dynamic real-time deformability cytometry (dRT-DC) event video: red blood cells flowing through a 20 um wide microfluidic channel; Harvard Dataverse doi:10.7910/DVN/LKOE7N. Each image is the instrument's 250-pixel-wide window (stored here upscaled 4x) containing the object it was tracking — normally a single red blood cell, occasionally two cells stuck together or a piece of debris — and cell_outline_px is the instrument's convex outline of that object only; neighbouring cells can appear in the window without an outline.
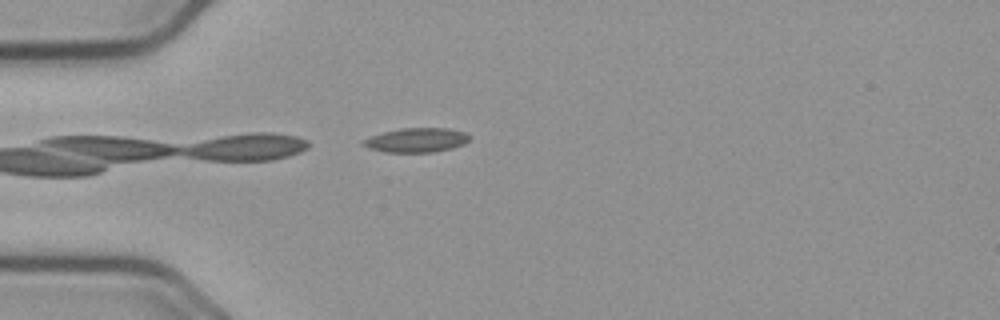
{"species": "common noctule bat (a hibernating species)", "species_latin": "Nyctalus noctula", "temperature_condition": "cold", "stored_images_in_passage": 14, "camera_frame_rate_fps": 3000, "um_per_image_px": 0.085, "animal": {"sex": "male", "body_mass_g": 23.1, "forearm_length_mm": 52.7}, "frame": {"image": 1, "passage_image": 14, "time_ms": 4.333, "image_size_px": [1000, 320], "cell_outline_px": [[472, 136], [464, 144], [452, 148], [432, 152], [384, 152], [368, 148], [360, 144], [360, 140], [384, 132], [400, 128], [448, 128], [464, 132]], "centroid_in_image_um": [35.38, 11.91], "position_along_channel_um": 49.6, "area_um2": 15.14}}